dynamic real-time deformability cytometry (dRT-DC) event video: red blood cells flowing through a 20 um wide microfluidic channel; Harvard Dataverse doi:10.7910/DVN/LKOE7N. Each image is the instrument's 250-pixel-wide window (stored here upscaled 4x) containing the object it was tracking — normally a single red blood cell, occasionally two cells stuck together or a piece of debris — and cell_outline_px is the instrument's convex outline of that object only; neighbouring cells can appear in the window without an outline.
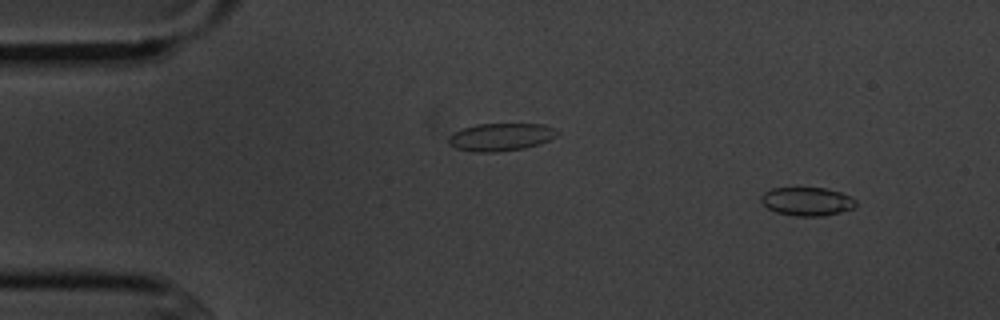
{"species": "common noctule bat (a hibernating species)", "species_latin": "Nyctalus noctula", "temperature_condition": "cold", "stored_images_in_passage": 5, "camera_frame_rate_fps": 3000, "um_per_image_px": 0.085, "animal": {"sex": "male", "body_mass_g": 20.1, "forearm_length_mm": 53.5}, "frame": {"image": 1, "passage_image": 1, "time_ms": 0.0, "image_size_px": [1000, 320], "cell_outline_px": [[856, 204], [852, 208], [840, 212], [824, 216], [796, 216], [776, 212], [768, 208], [760, 200], [760, 196], [764, 192], [772, 188], [824, 188], [840, 192], [856, 200]], "centroid_in_image_um": [68.57, 17.12], "position_along_channel_um": 16.4, "area_um2": 15.61}}